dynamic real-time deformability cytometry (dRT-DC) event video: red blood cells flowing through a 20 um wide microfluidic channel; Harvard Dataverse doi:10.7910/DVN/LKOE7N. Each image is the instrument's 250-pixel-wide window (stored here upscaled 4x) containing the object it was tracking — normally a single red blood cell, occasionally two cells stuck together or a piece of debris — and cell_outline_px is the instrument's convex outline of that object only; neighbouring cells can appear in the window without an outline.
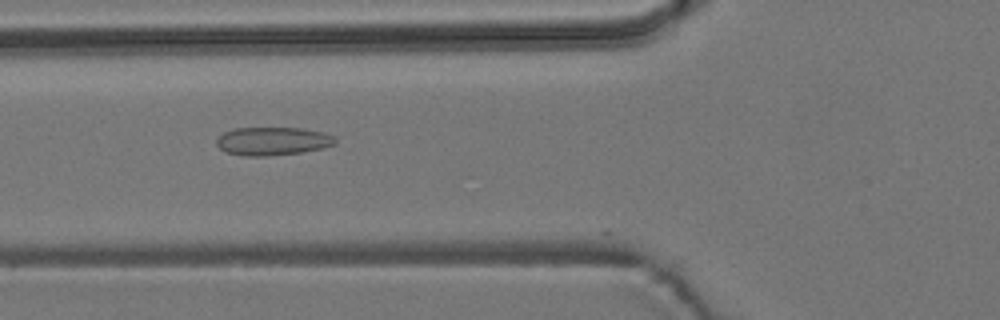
{"species": "common noctule bat (a hibernating species)", "species_latin": "Nyctalus noctula", "temperature_condition": "room temperature", "stored_images_in_passage": 4, "camera_frame_rate_fps": 3000, "um_per_image_px": 0.085, "animal": {"sex": "male", "body_mass_g": 19.2, "forearm_length_mm": 51.8}, "frame": {"image": 1, "passage_image": 3, "time_ms": 0.667, "image_size_px": [1000, 320], "cell_outline_px": [[336, 144], [324, 148], [300, 152], [268, 156], [244, 156], [228, 152], [220, 148], [216, 144], [216, 140], [224, 132], [236, 128], [300, 128], [320, 132], [336, 136]], "centroid_in_image_um": [23.2, 12.0], "position_along_channel_um": 102.6, "area_um2": 19.42}}